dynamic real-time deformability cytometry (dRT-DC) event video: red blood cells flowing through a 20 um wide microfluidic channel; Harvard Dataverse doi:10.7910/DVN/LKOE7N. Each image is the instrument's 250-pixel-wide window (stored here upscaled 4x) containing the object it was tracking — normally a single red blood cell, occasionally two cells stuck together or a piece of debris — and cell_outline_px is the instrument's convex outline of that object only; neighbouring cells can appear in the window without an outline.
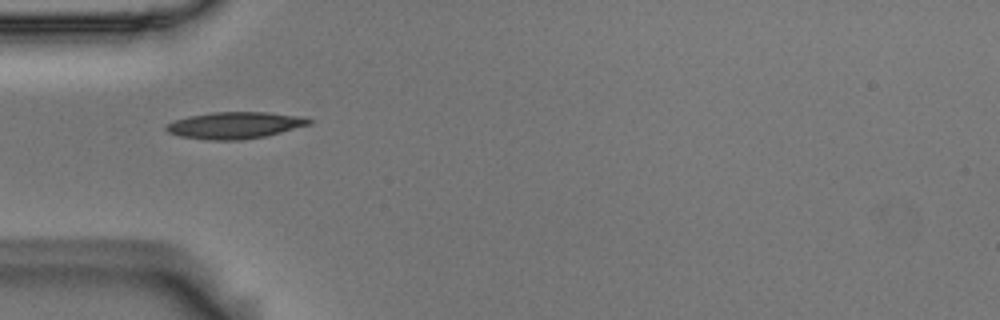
{"species": "Egyptian fruit bat (a non-hibernating species)", "species_latin": "Rousettus aegyptiacus", "temperature_condition": "room temperature", "stored_images_in_passage": 6, "camera_frame_rate_fps": 3000, "um_per_image_px": 0.085, "animal": {"sex": "male"}, "frame": {"image": 1, "passage_image": 5, "time_ms": 1.333, "image_size_px": [1000, 320], "cell_outline_px": [[312, 124], [264, 136], [240, 140], [208, 140], [180, 136], [168, 132], [164, 128], [168, 124], [176, 120], [188, 116], [212, 112], [268, 112], [296, 116], [312, 120]], "centroid_in_image_um": [19.93, 10.65], "position_along_channel_um": 65.1, "area_um2": 21.96}}
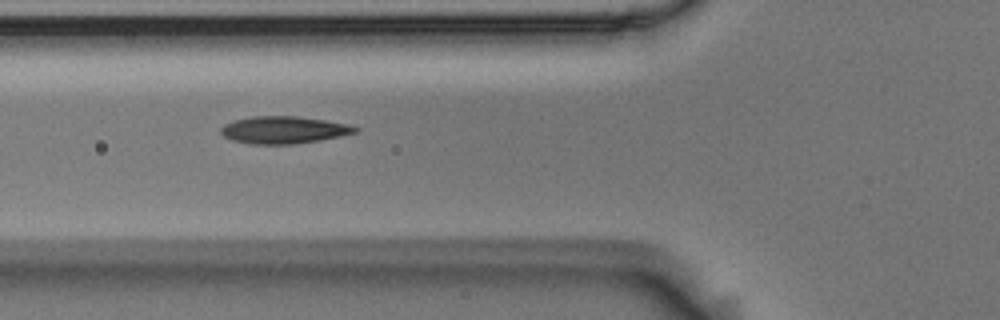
{"frame": {"image": 2, "passage_image": 6, "time_ms": 1.667, "image_size_px": [1000, 320], "cell_outline_px": [[360, 132], [320, 140], [292, 144], [252, 144], [232, 140], [224, 136], [220, 132], [220, 128], [224, 124], [236, 120], [252, 116], [296, 116], [352, 124], [360, 128]], "centroid_in_image_um": [24.17, 11.04], "position_along_channel_um": 101.6, "area_um2": 21.44}}